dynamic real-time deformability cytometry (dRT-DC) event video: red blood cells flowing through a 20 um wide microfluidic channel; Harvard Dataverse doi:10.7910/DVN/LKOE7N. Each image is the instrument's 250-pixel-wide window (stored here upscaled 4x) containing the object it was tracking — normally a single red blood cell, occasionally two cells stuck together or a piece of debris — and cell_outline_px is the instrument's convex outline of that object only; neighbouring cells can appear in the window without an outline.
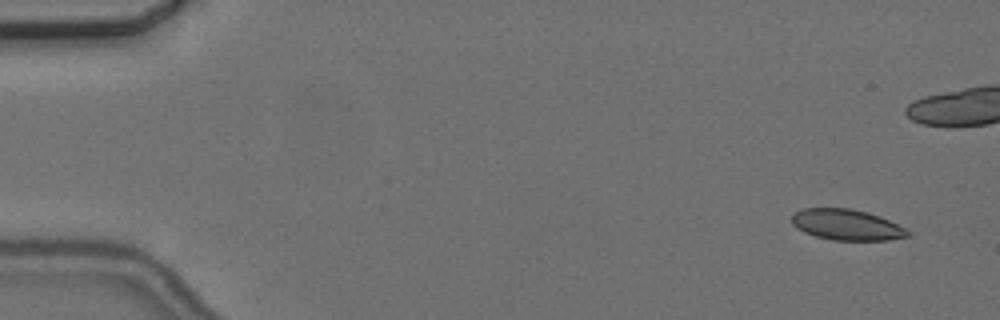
{"species": "common noctule bat (a hibernating species)", "species_latin": "Nyctalus noctula", "temperature_condition": "cold", "stored_images_in_passage": 7, "camera_frame_rate_fps": 3000, "um_per_image_px": 0.085, "animal": {"sex": "female", "body_mass_g": 24.6, "forearm_length_mm": 56.2}, "frame": {"image": 1, "passage_image": 1, "time_ms": 0.0, "image_size_px": [1000, 320], "cell_outline_px": [[908, 236], [888, 240], [832, 240], [816, 236], [804, 232], [796, 228], [792, 224], [792, 216], [796, 212], [804, 208], [848, 208], [868, 212], [880, 216], [904, 228], [908, 232]], "centroid_in_image_um": [71.93, 19.1], "position_along_channel_um": 13.1, "area_um2": 20.63}}
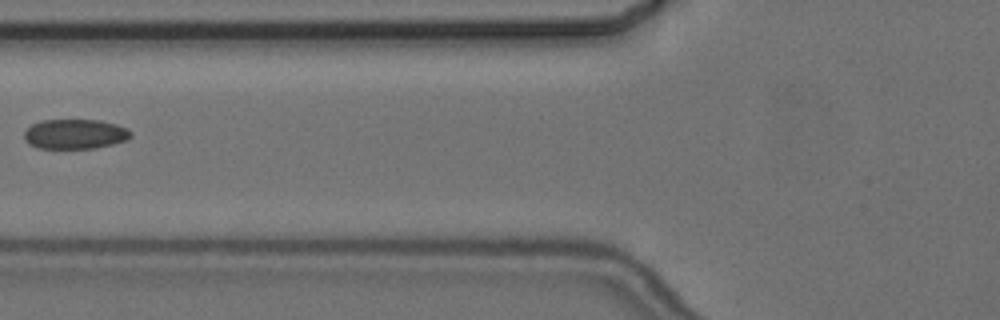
{"frame": {"image": 2, "passage_image": 7, "time_ms": 8.667, "image_size_px": [1000, 320], "cell_outline_px": [[132, 136], [124, 140], [112, 144], [96, 148], [36, 148], [28, 144], [24, 140], [24, 132], [32, 124], [44, 120], [100, 120], [116, 124], [128, 128], [132, 132]], "centroid_in_image_um": [6.37, 11.39], "position_along_channel_um": 119.4, "area_um2": 18.55}}